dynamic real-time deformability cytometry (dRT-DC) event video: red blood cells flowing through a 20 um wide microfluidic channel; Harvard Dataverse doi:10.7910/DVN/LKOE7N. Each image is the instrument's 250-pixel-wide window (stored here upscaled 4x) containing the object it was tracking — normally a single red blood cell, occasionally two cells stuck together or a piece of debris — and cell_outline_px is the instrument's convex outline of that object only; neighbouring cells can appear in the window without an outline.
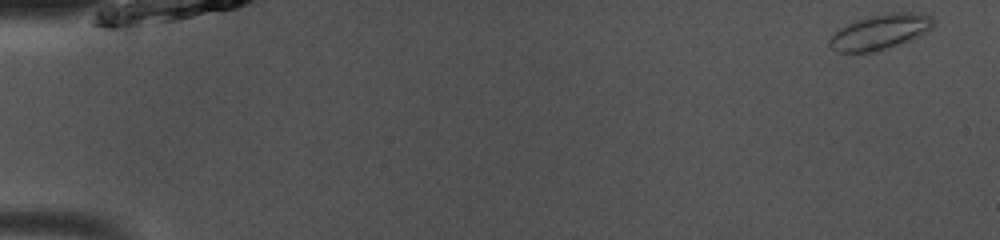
{"species": "common noctule bat (a hibernating species)", "species_latin": "Nyctalus noctula", "temperature_condition": "room temperature", "stored_images_in_passage": 48, "camera_frame_rate_fps": 3000, "um_per_image_px": 0.085, "animal": {"sex": "male", "body_mass_g": 13.0, "forearm_length_mm": 53.1}, "frame": {"image": 1, "passage_image": 1, "time_ms": 0.0, "image_size_px": [1000, 240], "cell_outline_px": [[936, 20], [932, 28], [908, 40], [876, 52], [840, 52], [832, 48], [828, 44], [828, 40], [840, 28], [848, 24], [872, 16], [892, 12], [912, 12], [932, 16]], "centroid_in_image_um": [74.82, 2.71], "position_along_channel_um": 10.2, "area_um2": 20.75}}
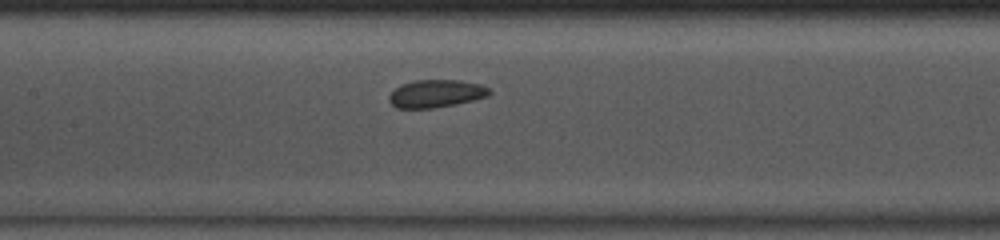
{"frame": {"image": 2, "passage_image": 23, "time_ms": 7.333, "image_size_px": [1000, 240], "cell_outline_px": [[492, 92], [488, 96], [456, 104], [432, 108], [396, 108], [388, 100], [388, 96], [400, 84], [416, 80], [460, 80], [480, 84], [488, 88]], "centroid_in_image_um": [37.05, 7.95], "position_along_channel_um": 170.3, "area_um2": 16.18}}
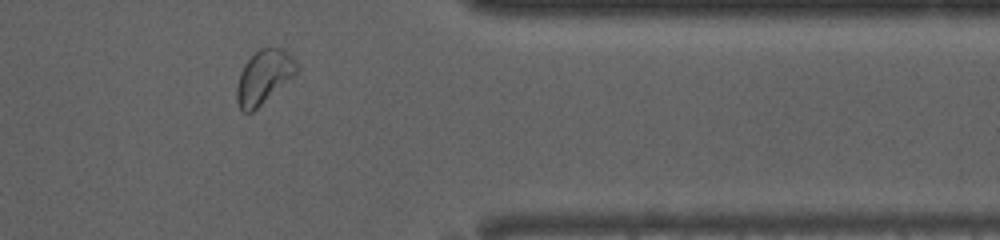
{"frame": {"image": 3, "passage_image": 40, "time_ms": 13.0, "image_size_px": [1000, 240], "cell_outline_px": [[300, 68], [292, 76], [252, 112], [244, 112], [240, 108], [236, 100], [236, 88], [240, 72], [244, 64], [260, 48], [268, 44], [280, 48], [288, 52], [300, 64]], "centroid_in_image_um": [22.43, 6.48], "position_along_channel_um": 389.0, "area_um2": 18.67}, "authors_computed_cell_mechanics": {"area_um2": 17.6579, "velocity_mm_per_s": 4.0564, "shape_relaxation_time_tau1_ms": null, "shape_relaxation_time_tau2_ms": 2.0105, "deformation_change_tau1": null, "deformation_change_tau2": 0.0401}}